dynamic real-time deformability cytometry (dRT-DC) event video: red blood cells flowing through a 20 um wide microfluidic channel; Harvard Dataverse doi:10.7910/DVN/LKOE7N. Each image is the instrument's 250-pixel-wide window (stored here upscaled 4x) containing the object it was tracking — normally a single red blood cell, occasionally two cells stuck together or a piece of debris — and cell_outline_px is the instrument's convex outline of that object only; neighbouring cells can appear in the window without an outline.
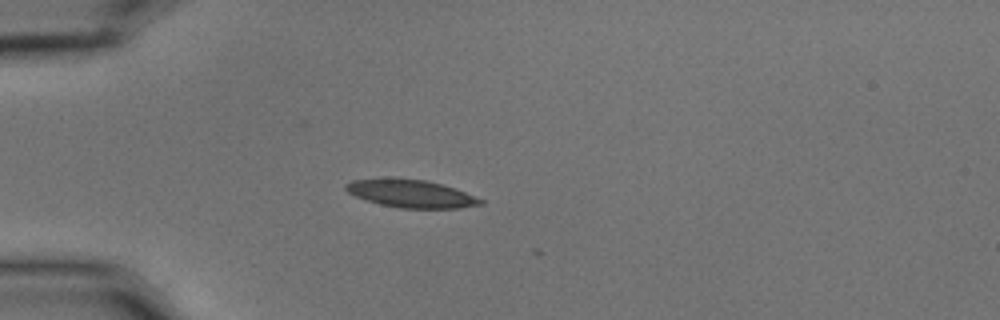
{"species": "common noctule bat (a hibernating species)", "species_latin": "Nyctalus noctula", "temperature_condition": "cold", "stored_images_in_passage": 5, "camera_frame_rate_fps": 3000, "um_per_image_px": 0.085, "animal": {"sex": "male", "body_mass_g": 15.6}, "frame": {"image": 1, "passage_image": 2, "time_ms": 0.333, "image_size_px": [1000, 320], "cell_outline_px": [[484, 204], [460, 208], [400, 208], [380, 204], [356, 196], [348, 192], [344, 188], [344, 184], [352, 180], [424, 180], [456, 188], [484, 200]], "centroid_in_image_um": [35.0, 16.49], "position_along_channel_um": 50.0, "area_um2": 21.1}}